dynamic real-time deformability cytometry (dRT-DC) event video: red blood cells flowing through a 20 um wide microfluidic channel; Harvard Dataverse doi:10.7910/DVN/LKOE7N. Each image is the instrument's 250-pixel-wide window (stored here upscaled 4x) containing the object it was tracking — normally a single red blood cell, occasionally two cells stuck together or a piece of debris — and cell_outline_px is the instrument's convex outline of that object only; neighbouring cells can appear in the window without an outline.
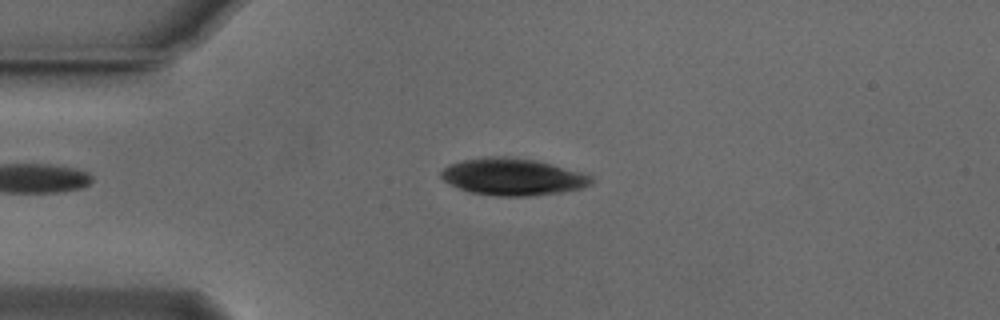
{"species": "Egyptian fruit bat (a non-hibernating species)", "species_latin": "Rousettus aegyptiacus", "temperature_condition": "cold", "stored_images_in_passage": 49, "camera_frame_rate_fps": 3000, "um_per_image_px": 0.085, "animal": {"sex": "male"}, "frame": {"image": 1, "passage_image": 8, "time_ms": 2.333, "image_size_px": [1000, 320], "cell_outline_px": [[592, 184], [580, 188], [560, 192], [528, 196], [496, 196], [468, 192], [444, 180], [440, 176], [440, 172], [448, 164], [464, 160], [488, 156], [508, 156], [536, 160], [552, 164], [580, 172], [592, 176]], "centroid_in_image_um": [43.56, 15.02], "position_along_channel_um": 41.4, "area_um2": 32.25}}
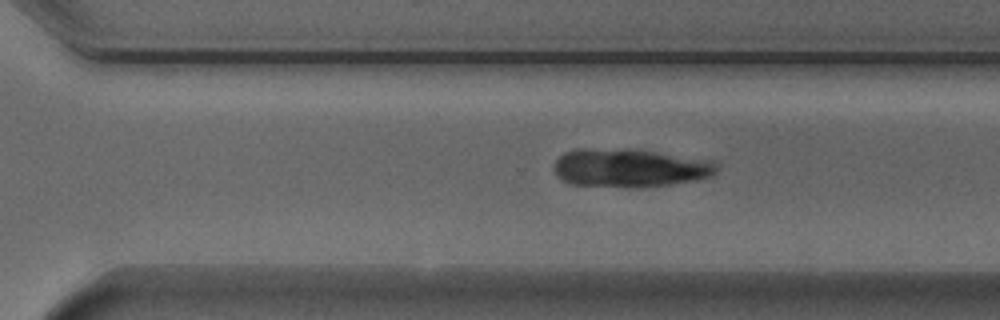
{"frame": {"image": 2, "passage_image": 32, "time_ms": 10.333, "image_size_px": [1000, 320], "cell_outline_px": [[720, 168], [712, 176], [696, 180], [672, 184], [572, 184], [556, 176], [552, 168], [556, 160], [564, 152], [576, 148], [632, 148], [716, 160]], "centroid_in_image_um": [53.59, 14.19], "position_along_channel_um": 317.0, "area_um2": 35.95}}
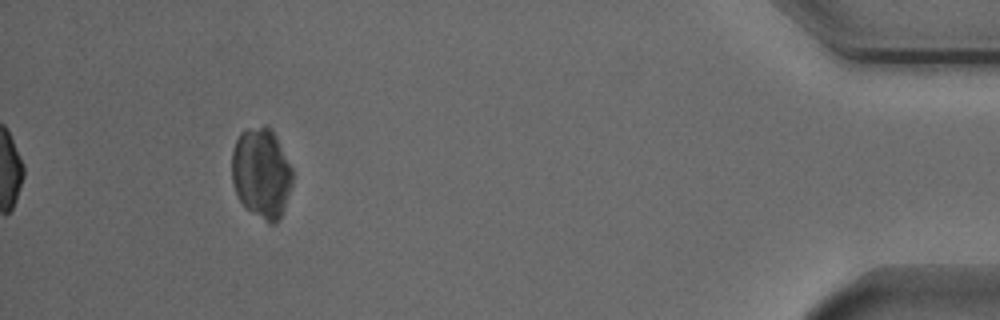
{"frame": {"image": 3, "passage_image": 45, "time_ms": 14.667, "image_size_px": [1000, 320], "cell_outline_px": [[292, 184], [284, 208], [276, 224], [268, 224], [244, 208], [232, 184], [232, 152], [236, 140], [240, 132], [248, 128], [272, 128], [292, 168]], "centroid_in_image_um": [22.21, 14.75], "position_along_channel_um": 413.0, "area_um2": 31.96}}